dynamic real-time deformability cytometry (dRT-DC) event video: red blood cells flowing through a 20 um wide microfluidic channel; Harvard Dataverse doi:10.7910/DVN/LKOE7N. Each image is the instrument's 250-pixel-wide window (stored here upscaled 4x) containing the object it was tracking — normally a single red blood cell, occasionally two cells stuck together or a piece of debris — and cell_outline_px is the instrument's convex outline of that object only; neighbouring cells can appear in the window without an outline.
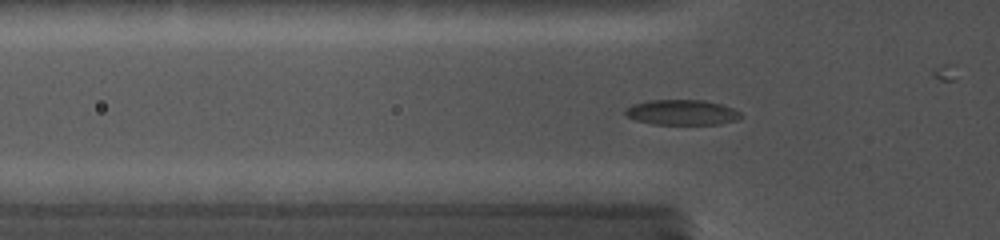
{"species": "common noctule bat (a hibernating species)", "species_latin": "Nyctalus noctula", "temperature_condition": "cold", "stored_images_in_passage": 66, "camera_frame_rate_fps": 5000, "um_per_image_px": 0.085, "animal": {"sex": "female", "body_mass_g": 19.0, "forearm_length_mm": 56.7}, "frame": {"image": 1, "passage_image": 18, "time_ms": 5.2, "image_size_px": [1000, 240], "cell_outline_px": [[744, 116], [736, 120], [720, 124], [652, 124], [636, 120], [628, 116], [624, 112], [624, 108], [632, 104], [648, 100], [704, 100], [720, 104], [732, 108], [740, 112]], "centroid_in_image_um": [57.95, 9.55], "position_along_channel_um": 67.9, "area_um2": 17.05}}
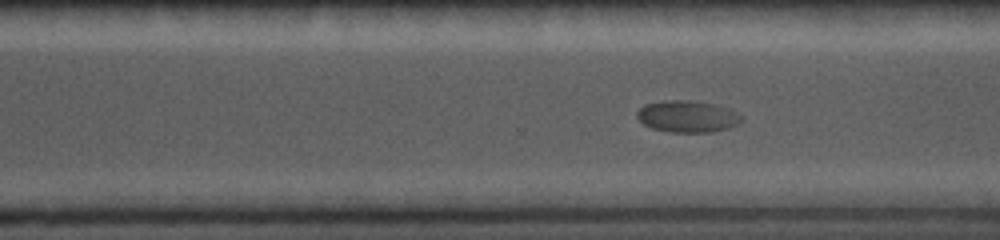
{"frame": {"image": 2, "passage_image": 52, "time_ms": 11.8, "image_size_px": [1000, 240], "cell_outline_px": [[744, 120], [740, 124], [728, 128], [712, 132], [672, 132], [652, 128], [644, 124], [636, 116], [636, 112], [644, 104], [664, 100], [688, 100], [728, 108], [744, 116]], "centroid_in_image_um": [58.45, 9.9], "position_along_channel_um": 312.2, "area_um2": 19.31}}
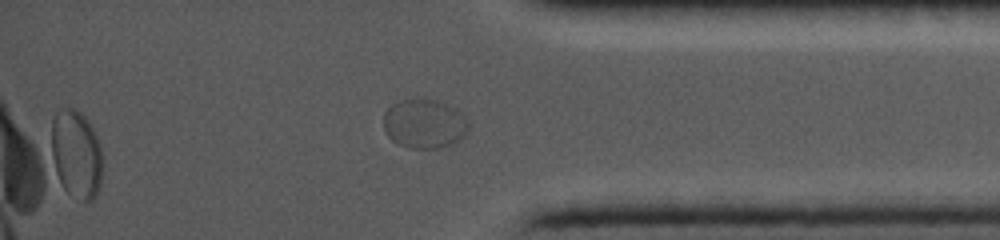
{"frame": {"image": 3, "passage_image": 59, "time_ms": 14.2, "image_size_px": [1000, 240], "cell_outline_px": [[468, 132], [460, 140], [452, 144], [440, 148], [408, 148], [392, 140], [388, 136], [384, 128], [384, 112], [392, 104], [400, 100], [436, 100], [460, 108], [468, 120]], "centroid_in_image_um": [36.12, 10.52], "position_along_channel_um": 399.1, "area_um2": 24.62}}